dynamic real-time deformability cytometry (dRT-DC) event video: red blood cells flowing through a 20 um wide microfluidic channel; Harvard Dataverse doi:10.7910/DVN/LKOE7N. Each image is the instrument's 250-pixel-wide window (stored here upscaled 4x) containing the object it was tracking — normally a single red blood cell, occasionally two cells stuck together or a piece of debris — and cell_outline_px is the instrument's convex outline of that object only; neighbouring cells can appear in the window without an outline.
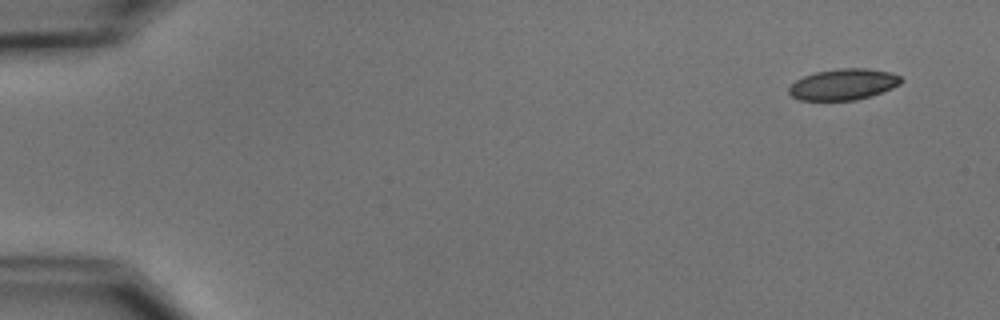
{"species": "common noctule bat (a hibernating species)", "species_latin": "Nyctalus noctula", "temperature_condition": "cold", "stored_images_in_passage": 6, "camera_frame_rate_fps": 3000, "um_per_image_px": 0.085, "animal": {"sex": "male", "body_mass_g": 15.6}, "frame": {"image": 1, "passage_image": 1, "time_ms": 0.0, "image_size_px": [1000, 320], "cell_outline_px": [[904, 80], [900, 84], [892, 88], [856, 100], [800, 100], [792, 96], [788, 92], [788, 88], [796, 80], [804, 76], [816, 72], [840, 68], [868, 68], [888, 72], [900, 76]], "centroid_in_image_um": [71.68, 7.17], "position_along_channel_um": 13.3, "area_um2": 20.17}}
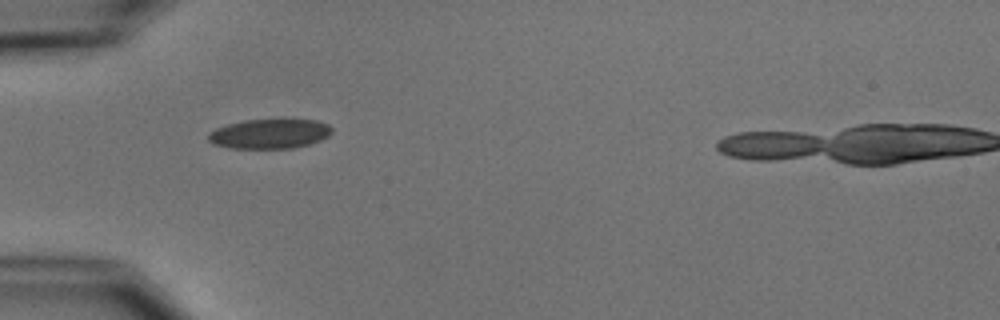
{"frame": {"image": 2, "passage_image": 5, "time_ms": 4.667, "image_size_px": [1000, 320], "cell_outline_px": [[332, 132], [328, 136], [320, 140], [308, 144], [292, 148], [228, 148], [212, 144], [208, 140], [208, 136], [216, 128], [228, 124], [244, 120], [280, 116], [284, 116], [316, 120], [328, 124], [332, 128]], "centroid_in_image_um": [22.96, 11.31], "position_along_channel_um": 62.0, "area_um2": 22.25}}